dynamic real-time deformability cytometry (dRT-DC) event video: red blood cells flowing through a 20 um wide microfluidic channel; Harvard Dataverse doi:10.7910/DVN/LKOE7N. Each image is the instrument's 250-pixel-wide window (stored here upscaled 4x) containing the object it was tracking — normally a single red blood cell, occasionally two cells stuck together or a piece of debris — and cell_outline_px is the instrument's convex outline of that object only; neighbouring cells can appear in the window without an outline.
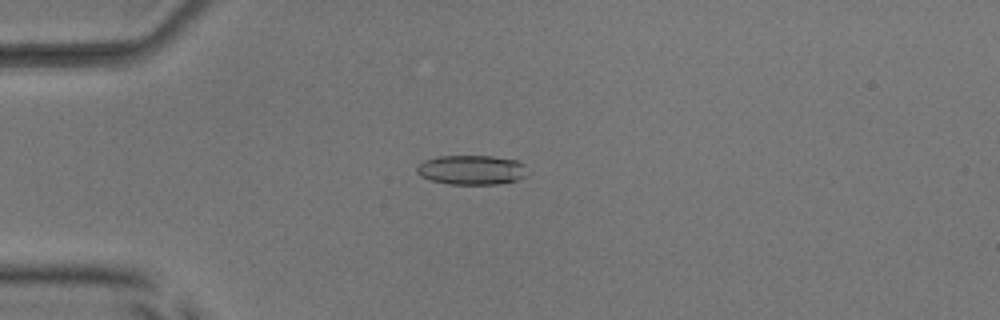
{"species": "common noctule bat (a hibernating species)", "species_latin": "Nyctalus noctula", "temperature_condition": "room temperature", "stored_images_in_passage": 52, "camera_frame_rate_fps": 3000, "um_per_image_px": 0.085, "animal": {"sex": "male", "body_mass_g": 17.9, "forearm_length_mm": 54.2}, "frame": {"image": 1, "passage_image": 14, "time_ms": 4.333, "image_size_px": [1000, 320], "cell_outline_px": [[524, 176], [516, 180], [496, 184], [448, 184], [432, 180], [420, 176], [416, 172], [416, 168], [424, 160], [436, 156], [492, 156], [516, 160], [524, 164]], "centroid_in_image_um": [40.03, 14.43], "position_along_channel_um": 45.0, "area_um2": 18.84}}
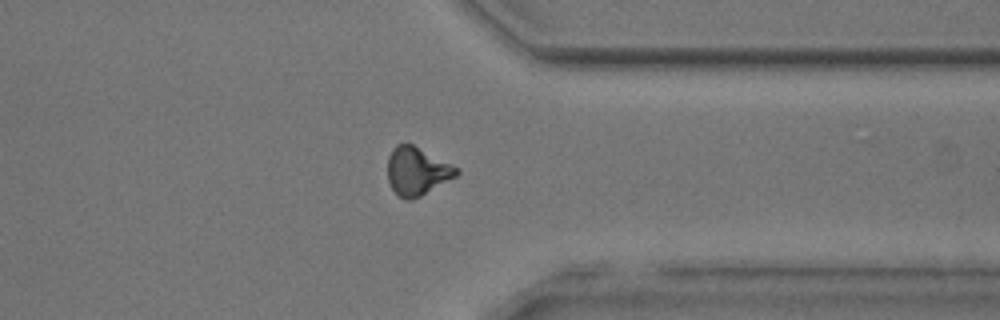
{"frame": {"image": 2, "passage_image": 41, "time_ms": 13.333, "image_size_px": [1000, 320], "cell_outline_px": [[460, 172], [456, 176], [420, 196], [412, 200], [404, 200], [392, 188], [388, 180], [388, 156], [392, 148], [396, 144], [412, 144], [460, 168]], "centroid_in_image_um": [35.44, 14.54], "position_along_channel_um": 376.0, "area_um2": 19.19}}
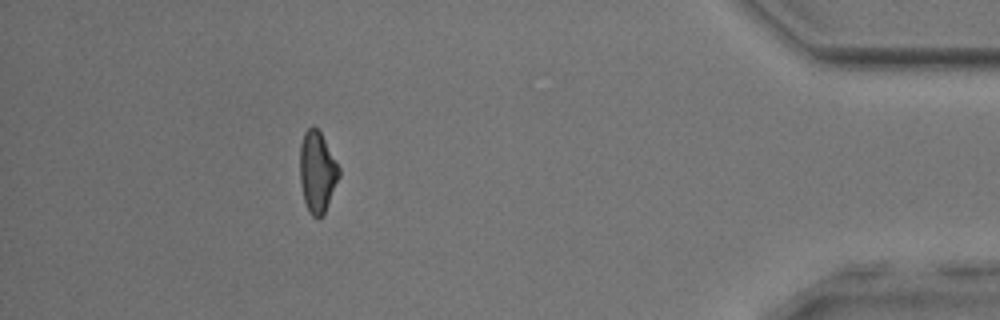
{"frame": {"image": 3, "passage_image": 47, "time_ms": 15.333, "image_size_px": [1000, 320], "cell_outline_px": [[340, 176], [328, 204], [324, 212], [320, 216], [312, 216], [308, 212], [304, 200], [300, 184], [300, 144], [304, 132], [312, 124], [320, 132], [340, 168]], "centroid_in_image_um": [26.95, 14.59], "position_along_channel_um": 408.2, "area_um2": 18.38}, "authors_computed_cell_mechanics": {"area_um2": 19.0162, "velocity_mm_per_s": 3.9807, "shape_relaxation_time_tau1_ms": 2.0833, "shape_relaxation_time_tau2_ms": 2.5751, "deformation_change_tau1": 0.1192, "deformation_change_tau2": 0.1143}}